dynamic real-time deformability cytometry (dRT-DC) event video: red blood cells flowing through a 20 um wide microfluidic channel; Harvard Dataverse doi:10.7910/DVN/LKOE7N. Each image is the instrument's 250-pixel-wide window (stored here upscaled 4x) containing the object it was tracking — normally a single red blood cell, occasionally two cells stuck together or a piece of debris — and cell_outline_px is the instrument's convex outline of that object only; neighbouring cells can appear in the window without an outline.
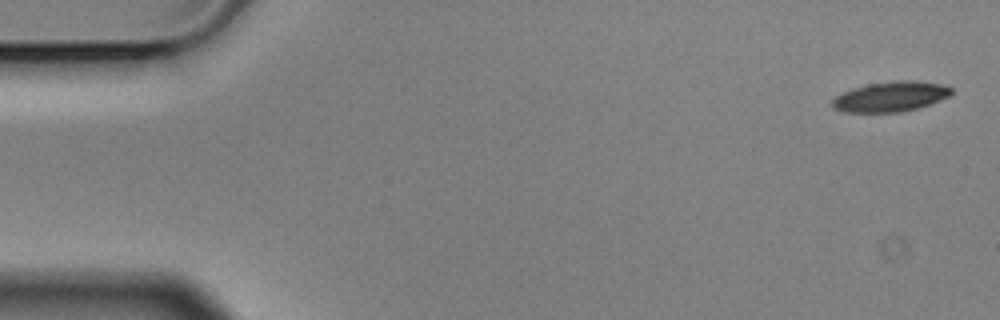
{"species": "Egyptian fruit bat (a non-hibernating species)", "species_latin": "Rousettus aegyptiacus", "temperature_condition": "cold", "stored_images_in_passage": 5, "camera_frame_rate_fps": 3000, "um_per_image_px": 0.085, "animal": {"sex": "male"}, "frame": {"image": 1, "passage_image": 1, "time_ms": 0.0, "image_size_px": [1000, 320], "cell_outline_px": [[952, 92], [948, 96], [940, 100], [904, 112], [844, 112], [832, 108], [832, 100], [836, 96], [852, 88], [868, 84], [896, 80], [916, 80], [940, 84], [952, 88]], "centroid_in_image_um": [75.68, 8.21], "position_along_channel_um": 9.3, "area_um2": 20.81}}
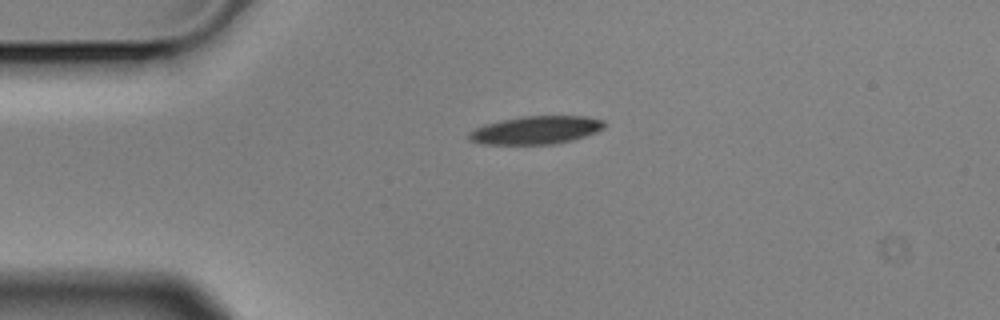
{"frame": {"image": 2, "passage_image": 4, "time_ms": 1.0, "image_size_px": [1000, 320], "cell_outline_px": [[604, 128], [596, 132], [572, 140], [552, 144], [484, 144], [468, 140], [468, 132], [484, 124], [520, 116], [584, 116], [604, 120]], "centroid_in_image_um": [45.53, 11.05], "position_along_channel_um": 39.5, "area_um2": 22.08}}